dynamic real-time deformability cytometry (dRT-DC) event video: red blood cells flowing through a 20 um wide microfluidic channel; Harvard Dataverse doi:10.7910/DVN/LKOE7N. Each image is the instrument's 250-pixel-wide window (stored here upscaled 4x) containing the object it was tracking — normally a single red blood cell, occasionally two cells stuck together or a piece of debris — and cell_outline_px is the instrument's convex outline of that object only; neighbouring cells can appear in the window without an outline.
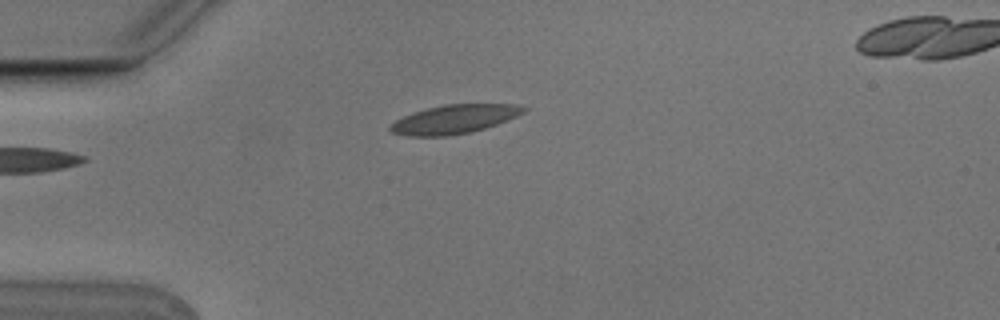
{"species": "Egyptian fruit bat (a non-hibernating species)", "species_latin": "Rousettus aegyptiacus", "temperature_condition": "cold", "stored_images_in_passage": 5, "camera_frame_rate_fps": 3000, "um_per_image_px": 0.085, "animal": {"sex": "male"}, "frame": {"image": 1, "passage_image": 5, "time_ms": 1.333, "image_size_px": [1000, 320], "cell_outline_px": [[528, 108], [524, 112], [516, 116], [496, 124], [484, 128], [468, 132], [448, 136], [408, 136], [392, 132], [388, 128], [396, 120], [404, 116], [428, 108], [444, 104], [520, 104]], "centroid_in_image_um": [38.63, 10.12], "position_along_channel_um": 46.4, "area_um2": 22.08}}